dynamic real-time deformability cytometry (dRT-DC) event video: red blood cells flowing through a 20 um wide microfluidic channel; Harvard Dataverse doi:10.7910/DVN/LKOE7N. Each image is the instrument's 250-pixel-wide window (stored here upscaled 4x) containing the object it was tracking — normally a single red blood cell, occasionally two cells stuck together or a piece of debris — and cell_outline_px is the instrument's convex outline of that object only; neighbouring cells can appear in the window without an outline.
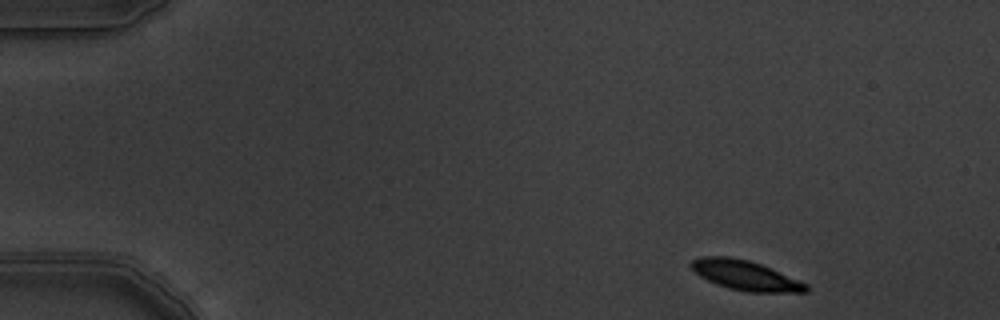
{"species": "common noctule bat (a hibernating species)", "species_latin": "Nyctalus noctula", "temperature_condition": "warm", "stored_images_in_passage": 4, "camera_frame_rate_fps": 3000, "um_per_image_px": 0.085, "animal": {"sex": "male", "body_mass_g": 19.5, "forearm_length_mm": 54.6}, "frame": {"image": 1, "passage_image": 1, "time_ms": 0.0, "image_size_px": [1000, 320], "cell_outline_px": [[808, 292], [748, 292], [728, 288], [716, 284], [700, 276], [688, 264], [692, 260], [700, 256], [732, 256], [748, 260], [760, 264], [808, 284]], "centroid_in_image_um": [63.32, 23.4], "position_along_channel_um": 21.7, "area_um2": 19.83}}